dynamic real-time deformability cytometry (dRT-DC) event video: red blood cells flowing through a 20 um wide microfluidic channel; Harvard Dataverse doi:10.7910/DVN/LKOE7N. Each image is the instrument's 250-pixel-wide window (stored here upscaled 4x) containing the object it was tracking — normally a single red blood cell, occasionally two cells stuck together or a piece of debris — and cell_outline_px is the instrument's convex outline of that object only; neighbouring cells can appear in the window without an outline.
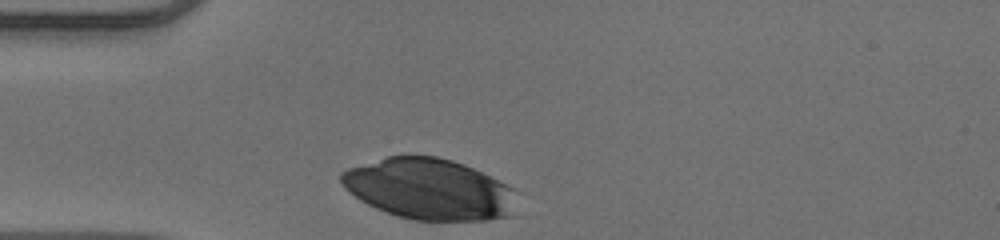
{"species": "human", "species_latin": "Homo sapiens", "temperature_condition": "warm", "stored_images_in_passage": 28, "camera_frame_rate_fps": 3000, "um_per_image_px": 0.085, "donor": {"sex": "male"}, "frame": {"image": 1, "passage_image": 1, "time_ms": 0.0, "image_size_px": [1000, 240], "cell_outline_px": [[520, 192], [508, 216], [488, 220], [412, 220], [396, 216], [376, 208], [360, 200], [344, 188], [340, 180], [340, 172], [348, 168], [388, 156], [436, 156], [452, 160], [464, 164], [516, 188]], "centroid_in_image_um": [36.49, 16.07], "position_along_channel_um": 48.5, "area_um2": 62.48}}